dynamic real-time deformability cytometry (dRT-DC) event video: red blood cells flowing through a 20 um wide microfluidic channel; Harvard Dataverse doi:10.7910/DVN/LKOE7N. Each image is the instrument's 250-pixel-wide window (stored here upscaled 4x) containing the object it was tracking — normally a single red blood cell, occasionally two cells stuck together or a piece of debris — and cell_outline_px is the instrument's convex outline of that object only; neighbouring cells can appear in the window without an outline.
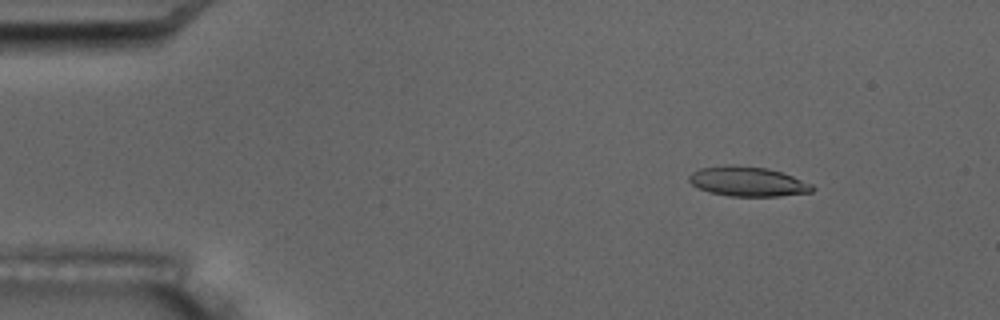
{"species": "common noctule bat (a hibernating species)", "species_latin": "Nyctalus noctula", "temperature_condition": "room temperature", "stored_images_in_passage": 9, "camera_frame_rate_fps": 3000, "um_per_image_px": 0.085, "animal": {"sex": "male", "body_mass_g": 17.5, "forearm_length_mm": 52.3}, "frame": {"image": 1, "passage_image": 3, "time_ms": 2.333, "image_size_px": [1000, 320], "cell_outline_px": [[816, 188], [812, 192], [780, 196], [732, 196], [708, 192], [692, 184], [688, 180], [688, 176], [692, 172], [700, 168], [724, 164], [732, 164], [768, 168], [792, 176], [812, 184]], "centroid_in_image_um": [63.55, 15.42], "position_along_channel_um": 21.5, "area_um2": 21.44}}
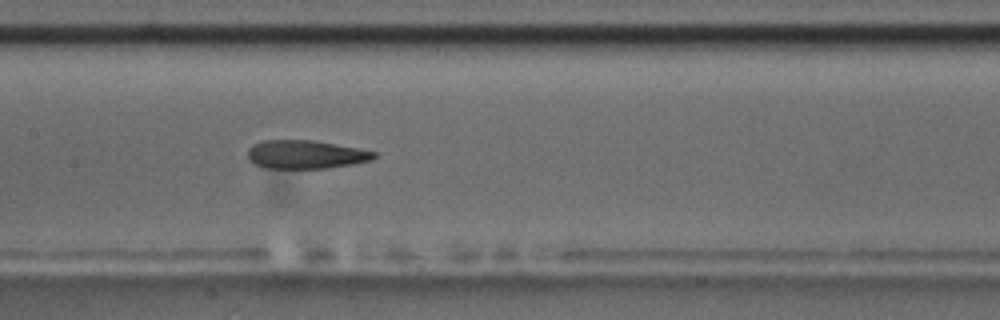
{"frame": {"image": 2, "passage_image": 9, "time_ms": 9.333, "image_size_px": [1000, 320], "cell_outline_px": [[376, 156], [372, 160], [352, 164], [324, 168], [268, 168], [252, 164], [248, 160], [248, 148], [252, 144], [260, 140], [312, 140], [356, 148], [376, 152]], "centroid_in_image_um": [25.91, 13.13], "position_along_channel_um": 181.5, "area_um2": 20.92}}